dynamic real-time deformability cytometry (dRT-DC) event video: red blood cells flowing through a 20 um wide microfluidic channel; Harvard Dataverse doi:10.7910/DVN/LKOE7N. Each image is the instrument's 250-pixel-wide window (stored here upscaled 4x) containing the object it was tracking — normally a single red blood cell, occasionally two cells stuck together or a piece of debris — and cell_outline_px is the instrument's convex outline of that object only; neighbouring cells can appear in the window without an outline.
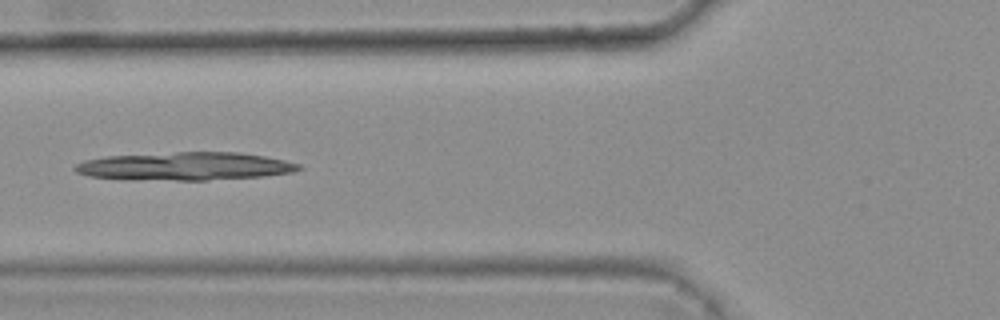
{"species": "common noctule bat (a hibernating species)", "species_latin": "Nyctalus noctula", "temperature_condition": "warm", "stored_images_in_passage": 5, "camera_frame_rate_fps": 3000, "um_per_image_px": 0.085, "animal": {"sex": "female", "body_mass_g": 25.1}, "frame": {"image": 1, "passage_image": 5, "time_ms": 1.333, "image_size_px": [1000, 320], "cell_outline_px": [[304, 168], [292, 172], [264, 176], [208, 180], [132, 180], [88, 176], [76, 172], [72, 168], [76, 164], [84, 160], [104, 156], [176, 152], [240, 152], [264, 156], [284, 160], [300, 164]], "centroid_in_image_um": [15.7, 14.13], "position_along_channel_um": 110.1, "area_um2": 36.93}}